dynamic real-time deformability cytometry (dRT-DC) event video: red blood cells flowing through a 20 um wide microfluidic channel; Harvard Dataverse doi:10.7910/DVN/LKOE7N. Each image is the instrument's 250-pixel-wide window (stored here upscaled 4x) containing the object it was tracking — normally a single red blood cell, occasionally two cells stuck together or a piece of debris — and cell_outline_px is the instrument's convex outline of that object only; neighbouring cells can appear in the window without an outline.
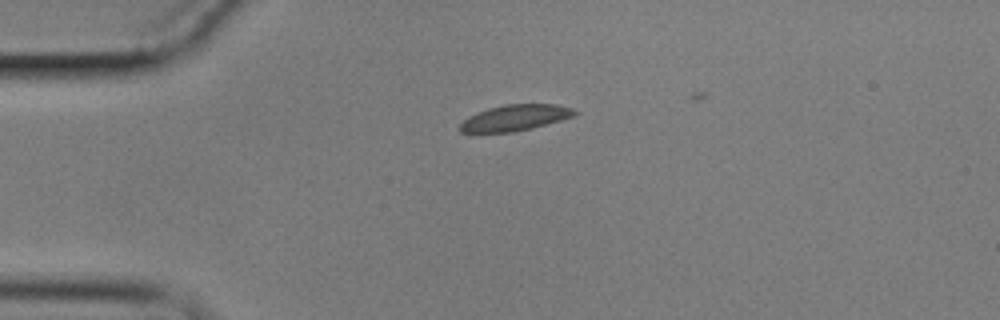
{"species": "common noctule bat (a hibernating species)", "species_latin": "Nyctalus noctula", "temperature_condition": "cold", "stored_images_in_passage": 6, "camera_frame_rate_fps": 3000, "um_per_image_px": 0.085, "animal": {"sex": "male", "body_mass_g": 17.9}, "frame": {"image": 1, "passage_image": 1, "time_ms": 0.0, "image_size_px": [1000, 320], "cell_outline_px": [[580, 112], [576, 116], [532, 128], [516, 132], [460, 132], [460, 124], [468, 116], [488, 108], [504, 104], [556, 104], [572, 108]], "centroid_in_image_um": [43.83, 10.0], "position_along_channel_um": 41.2, "area_um2": 17.46}}